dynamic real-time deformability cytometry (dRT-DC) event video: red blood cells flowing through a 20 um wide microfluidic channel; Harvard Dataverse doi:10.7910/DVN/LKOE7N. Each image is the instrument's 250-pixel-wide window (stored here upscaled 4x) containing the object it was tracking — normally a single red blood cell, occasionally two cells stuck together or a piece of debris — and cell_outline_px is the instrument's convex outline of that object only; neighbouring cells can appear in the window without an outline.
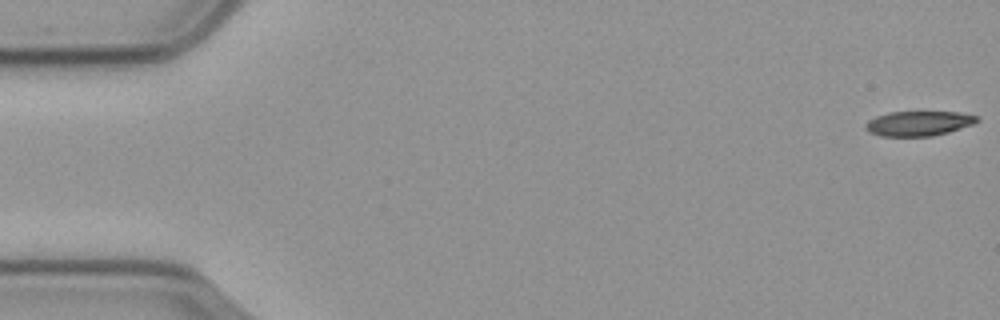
{"species": "common noctule bat (a hibernating species)", "species_latin": "Nyctalus noctula", "temperature_condition": "cold", "stored_images_in_passage": 14, "camera_frame_rate_fps": 3000, "um_per_image_px": 0.085, "animal": {"sex": "male", "body_mass_g": 23.1, "forearm_length_mm": 52.7}, "frame": {"image": 1, "passage_image": 1, "time_ms": 0.0, "image_size_px": [1000, 320], "cell_outline_px": [[980, 120], [972, 124], [948, 132], [932, 136], [880, 136], [868, 132], [864, 128], [864, 124], [868, 120], [876, 116], [888, 112], [956, 112], [976, 116]], "centroid_in_image_um": [78.01, 10.49], "position_along_channel_um": 7.0, "area_um2": 16.07}}